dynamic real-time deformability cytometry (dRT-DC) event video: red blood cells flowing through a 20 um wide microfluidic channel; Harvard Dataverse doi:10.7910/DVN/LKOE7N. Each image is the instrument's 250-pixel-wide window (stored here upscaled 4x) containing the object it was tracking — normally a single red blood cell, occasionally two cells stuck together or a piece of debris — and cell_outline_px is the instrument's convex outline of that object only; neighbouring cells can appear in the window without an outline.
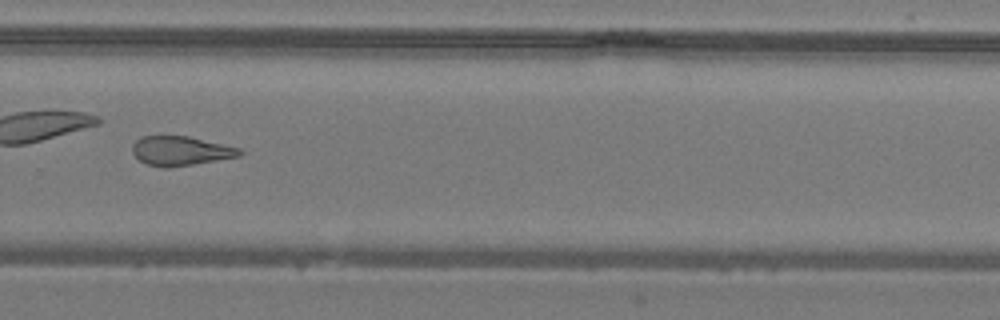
{"species": "common noctule bat (a hibernating species)", "species_latin": "Nyctalus noctula", "temperature_condition": "warm", "stored_images_in_passage": 35, "camera_frame_rate_fps": 3000, "um_per_image_px": 0.085, "animal": {"sex": "male", "body_mass_g": 19.2, "forearm_length_mm": 51.8}, "frame": {"image": 1, "passage_image": 25, "time_ms": 8.0, "image_size_px": [1000, 320], "cell_outline_px": [[244, 152], [240, 156], [168, 168], [164, 168], [144, 164], [132, 152], [132, 144], [140, 136], [188, 136], [240, 148]], "centroid_in_image_um": [15.32, 12.82], "position_along_channel_um": 314.5, "area_um2": 18.32}}